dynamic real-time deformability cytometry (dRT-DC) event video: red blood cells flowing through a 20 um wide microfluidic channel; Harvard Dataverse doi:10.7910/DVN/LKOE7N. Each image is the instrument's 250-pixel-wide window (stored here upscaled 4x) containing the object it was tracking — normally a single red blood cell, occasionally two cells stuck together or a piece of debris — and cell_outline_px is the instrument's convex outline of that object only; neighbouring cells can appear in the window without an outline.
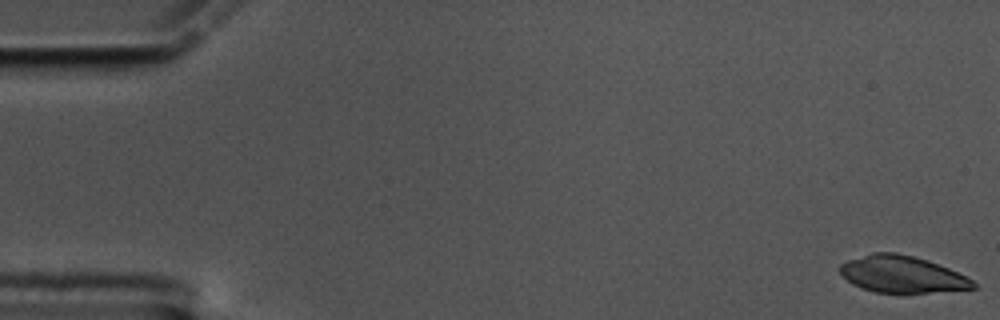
{"species": "common noctule bat (a hibernating species)", "species_latin": "Nyctalus noctula", "temperature_condition": "cold", "stored_images_in_passage": 57, "camera_frame_rate_fps": 3000, "um_per_image_px": 0.085, "animal": {"sex": "male", "body_mass_g": 17.5, "forearm_length_mm": 52.3}, "frame": {"image": 1, "passage_image": 1, "time_ms": 0.0, "image_size_px": [1000, 320], "cell_outline_px": [[980, 288], [928, 292], [876, 292], [852, 284], [840, 272], [840, 264], [848, 260], [872, 252], [896, 252], [928, 260], [948, 268], [972, 280]], "centroid_in_image_um": [76.67, 23.3], "position_along_channel_um": 8.3, "area_um2": 28.21}}
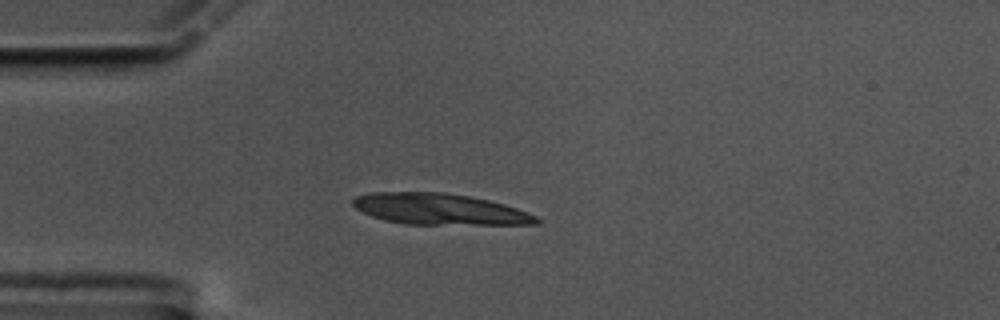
{"frame": {"image": 2, "passage_image": 15, "time_ms": 4.667, "image_size_px": [1000, 320], "cell_outline_px": [[540, 224], [404, 224], [384, 220], [372, 216], [356, 208], [352, 204], [352, 200], [356, 196], [372, 192], [444, 192], [468, 196], [488, 200], [504, 204], [528, 212], [536, 216], [540, 220]], "centroid_in_image_um": [37.35, 17.77], "position_along_channel_um": 47.6, "area_um2": 33.18}}